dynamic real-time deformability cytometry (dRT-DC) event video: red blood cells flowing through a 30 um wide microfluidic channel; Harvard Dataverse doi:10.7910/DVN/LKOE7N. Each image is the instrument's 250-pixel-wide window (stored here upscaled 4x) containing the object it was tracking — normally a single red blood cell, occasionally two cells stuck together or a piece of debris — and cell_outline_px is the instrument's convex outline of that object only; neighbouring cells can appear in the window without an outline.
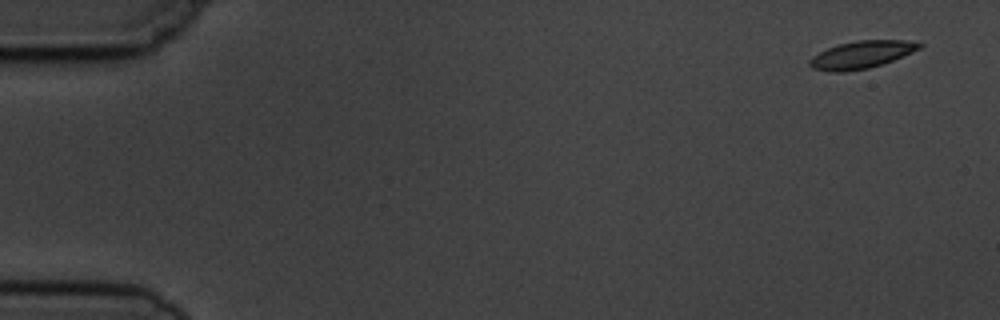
{"species": "common noctule bat (a hibernating species)", "species_latin": "Nyctalus noctula", "temperature_condition": "cold", "stored_images_in_passage": 6, "camera_frame_rate_fps": 3000, "um_per_image_px": 0.085, "animal": {"sex": "male", "body_mass_g": 19.5, "forearm_length_mm": 54.6}, "frame": {"image": 1, "passage_image": 1, "time_ms": 0.0, "image_size_px": [1000, 320], "cell_outline_px": [[924, 44], [920, 48], [912, 52], [892, 60], [868, 68], [844, 72], [828, 72], [812, 68], [808, 64], [808, 60], [812, 56], [836, 44], [856, 40], [908, 40]], "centroid_in_image_um": [73.18, 4.64], "position_along_channel_um": 11.8, "area_um2": 17.57}}